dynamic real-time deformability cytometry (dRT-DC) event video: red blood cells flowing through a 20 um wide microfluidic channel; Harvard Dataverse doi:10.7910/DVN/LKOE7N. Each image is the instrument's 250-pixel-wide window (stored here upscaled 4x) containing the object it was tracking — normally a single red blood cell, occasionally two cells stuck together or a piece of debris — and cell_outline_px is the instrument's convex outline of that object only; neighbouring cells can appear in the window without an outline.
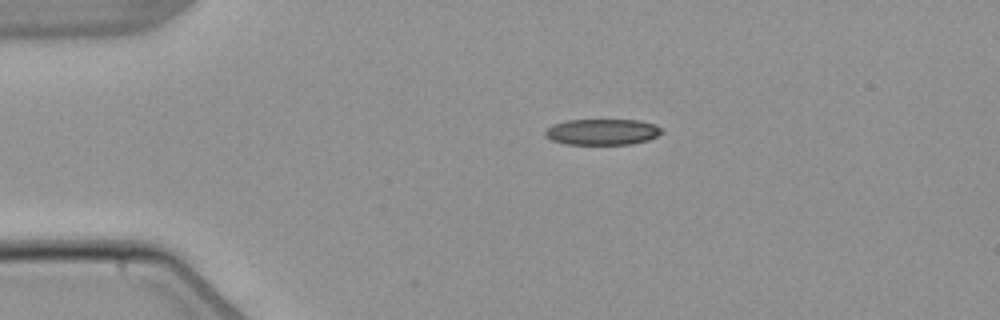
{"species": "common noctule bat (a hibernating species)", "species_latin": "Nyctalus noctula", "temperature_condition": "warm", "stored_images_in_passage": 2, "camera_frame_rate_fps": 3000, "um_per_image_px": 0.085, "animal": {"sex": "male", "body_mass_g": 21.5, "forearm_length_mm": 52.0}, "frame": {"image": 1, "passage_image": 1, "time_ms": 0.0, "image_size_px": [1000, 320], "cell_outline_px": [[664, 132], [648, 140], [628, 144], [564, 144], [552, 140], [544, 136], [544, 132], [552, 124], [568, 120], [640, 120], [656, 124]], "centroid_in_image_um": [51.19, 11.21], "position_along_channel_um": 33.8, "area_um2": 17.69}}